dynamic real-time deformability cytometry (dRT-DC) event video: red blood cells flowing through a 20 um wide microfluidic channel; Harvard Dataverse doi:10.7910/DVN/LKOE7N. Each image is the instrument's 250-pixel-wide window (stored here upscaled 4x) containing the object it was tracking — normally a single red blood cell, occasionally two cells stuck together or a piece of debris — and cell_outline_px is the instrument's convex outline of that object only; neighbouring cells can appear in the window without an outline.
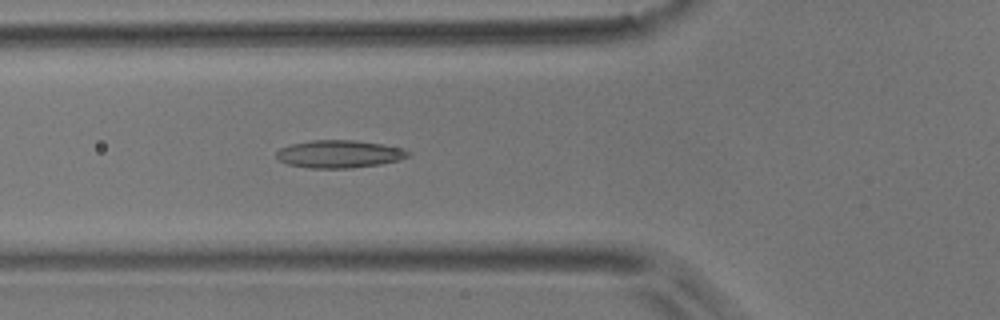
{"species": "common noctule bat (a hibernating species)", "species_latin": "Nyctalus noctula", "temperature_condition": "room temperature", "stored_images_in_passage": 50, "camera_frame_rate_fps": 3000, "um_per_image_px": 0.085, "animal": {"sex": "male", "body_mass_g": 17.9}, "frame": {"image": 1, "passage_image": 17, "time_ms": 5.333, "image_size_px": [1000, 320], "cell_outline_px": [[412, 152], [408, 156], [400, 160], [380, 164], [352, 168], [312, 168], [288, 164], [280, 160], [276, 156], [276, 152], [280, 148], [292, 144], [312, 140], [356, 140], [384, 144], [404, 148]], "centroid_in_image_um": [28.89, 13.08], "position_along_channel_um": 96.9, "area_um2": 21.33}}
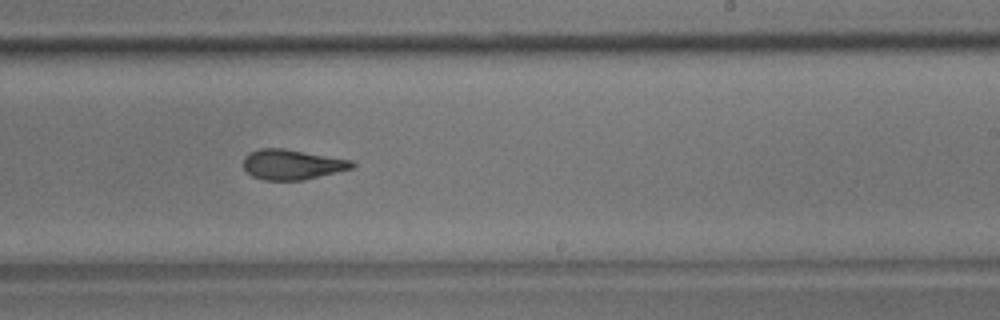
{"frame": {"image": 2, "passage_image": 30, "time_ms": 9.667, "image_size_px": [1000, 320], "cell_outline_px": [[356, 164], [352, 168], [304, 180], [264, 180], [252, 176], [244, 168], [244, 156], [260, 148], [284, 148], [352, 160]], "centroid_in_image_um": [24.83, 13.98], "position_along_channel_um": 264.2, "area_um2": 18.96}}
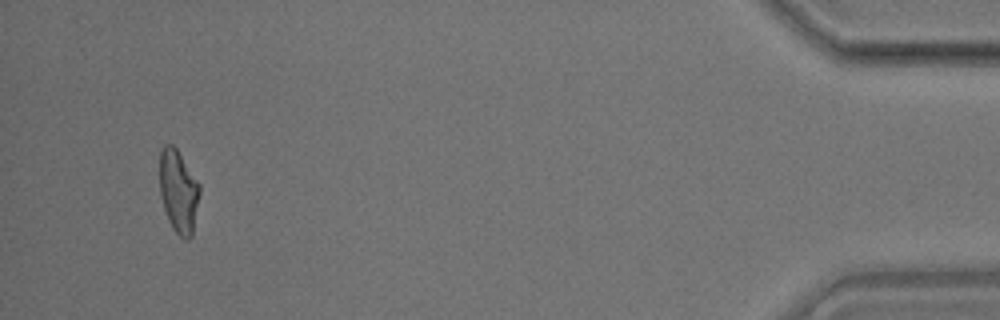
{"frame": {"image": 3, "passage_image": 48, "time_ms": 15.667, "image_size_px": [1000, 320], "cell_outline_px": [[200, 192], [192, 236], [188, 240], [184, 240], [172, 228], [168, 220], [164, 208], [160, 192], [160, 148], [164, 144], [172, 144], [176, 148], [200, 184]], "centroid_in_image_um": [15.17, 16.26], "position_along_channel_um": 420.0, "area_um2": 19.36}, "authors_computed_cell_mechanics": {"area_um2": 19.7965, "velocity_mm_per_s": 3.8518, "shape_relaxation_time_tau1_ms": 9.762, "shape_relaxation_time_tau2_ms": 2.3624, "deformation_change_tau1": 0.2167, "deformation_change_tau2": 0.1014}}